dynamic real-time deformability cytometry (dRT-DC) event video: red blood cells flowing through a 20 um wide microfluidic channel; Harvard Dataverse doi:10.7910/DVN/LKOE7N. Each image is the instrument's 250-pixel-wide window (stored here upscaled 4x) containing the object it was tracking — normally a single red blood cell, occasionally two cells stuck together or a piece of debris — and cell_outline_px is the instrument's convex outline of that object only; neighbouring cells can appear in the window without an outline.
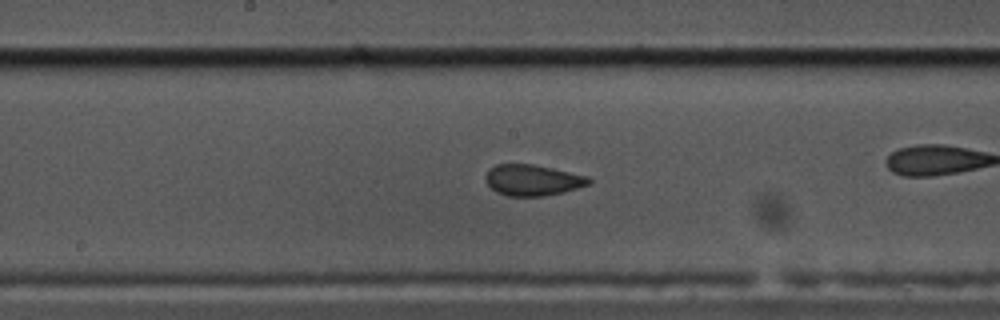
{"species": "common noctule bat (a hibernating species)", "species_latin": "Nyctalus noctula", "temperature_condition": "cold", "stored_images_in_passage": 43, "camera_frame_rate_fps": 3000, "um_per_image_px": 0.085, "animal": {"sex": "male", "body_mass_g": 17.5, "forearm_length_mm": 52.3}, "frame": {"image": 1, "passage_image": 13, "time_ms": 4.0, "image_size_px": [1000, 320], "cell_outline_px": [[592, 180], [588, 184], [564, 192], [544, 196], [508, 196], [496, 192], [484, 180], [484, 176], [488, 168], [496, 164], [532, 164], [552, 168], [588, 176]], "centroid_in_image_um": [45.22, 15.3], "position_along_channel_um": 203.0, "area_um2": 18.73}}
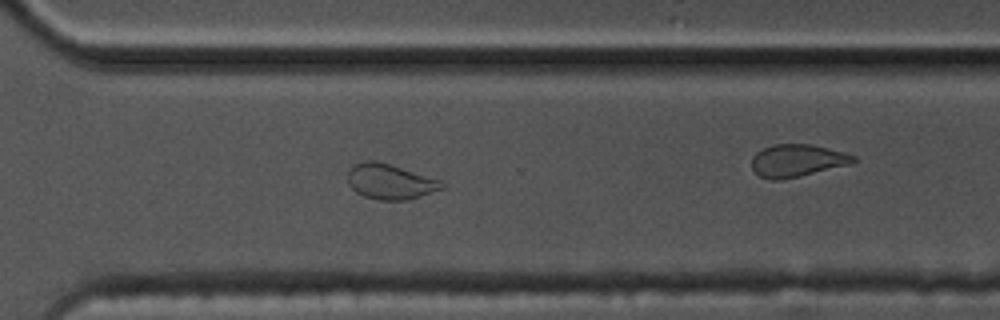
{"frame": {"image": 2, "passage_image": 25, "time_ms": 8.0, "image_size_px": [1000, 320], "cell_outline_px": [[448, 188], [408, 200], [380, 200], [364, 196], [356, 192], [348, 184], [348, 168], [352, 164], [364, 160], [376, 160], [440, 180], [448, 184]], "centroid_in_image_um": [33.18, 15.44], "position_along_channel_um": 337.4, "area_um2": 19.65}}
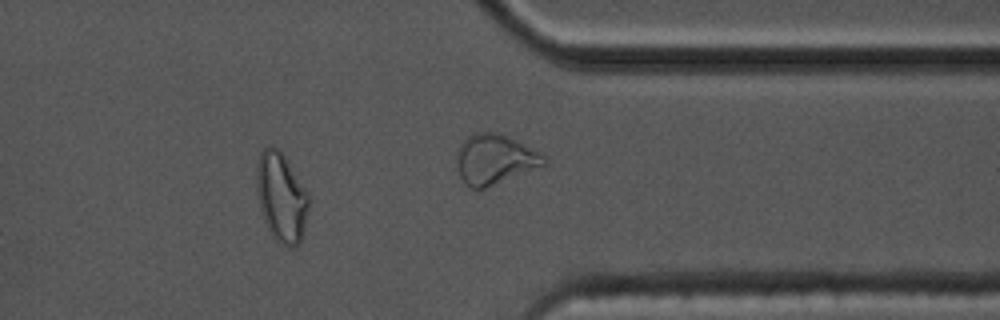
{"frame": {"image": 3, "passage_image": 31, "time_ms": 10.0, "image_size_px": [1000, 320], "cell_outline_px": [[312, 196], [300, 244], [288, 248], [280, 244], [276, 240], [268, 228], [264, 220], [260, 208], [256, 188], [256, 164], [260, 152], [264, 148], [272, 144], [288, 160]], "centroid_in_image_um": [23.94, 16.75], "position_along_channel_um": 387.5, "area_um2": 27.74}, "authors_computed_cell_mechanics": {"area_um2": 19.2474, "velocity_mm_per_s": 3.371, "shape_relaxation_time_tau1_ms": null, "shape_relaxation_time_tau2_ms": 0.69, "deformation_change_tau1": null, "deformation_change_tau2": 0.0475}}